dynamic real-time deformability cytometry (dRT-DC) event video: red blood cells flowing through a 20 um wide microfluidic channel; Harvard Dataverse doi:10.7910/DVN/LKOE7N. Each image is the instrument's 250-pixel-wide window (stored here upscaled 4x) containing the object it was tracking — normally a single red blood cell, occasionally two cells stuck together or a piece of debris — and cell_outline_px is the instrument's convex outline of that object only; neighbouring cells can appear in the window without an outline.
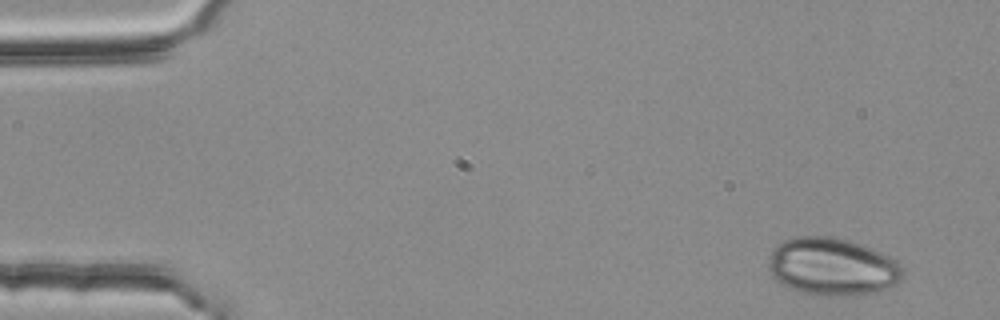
{"species": "common noctule bat (a hibernating species)", "species_latin": "Nyctalus noctula", "temperature_condition": "room temperature", "stored_images_in_passage": 4, "camera_frame_rate_fps": 3000, "um_per_image_px": 0.085, "animal": {"sex": "female", "body_mass_g": 25.1}, "frame": {"image": 1, "passage_image": 1, "time_ms": 0.0, "image_size_px": [1000, 320], "cell_outline_px": [[904, 276], [896, 284], [872, 292], [844, 296], [812, 296], [800, 292], [776, 280], [772, 276], [768, 268], [768, 260], [772, 248], [784, 240], [800, 236], [832, 236], [848, 240], [860, 244], [888, 256], [896, 260], [900, 264], [904, 272]], "centroid_in_image_um": [70.71, 22.67], "position_along_channel_um": 14.3, "area_um2": 45.14}}